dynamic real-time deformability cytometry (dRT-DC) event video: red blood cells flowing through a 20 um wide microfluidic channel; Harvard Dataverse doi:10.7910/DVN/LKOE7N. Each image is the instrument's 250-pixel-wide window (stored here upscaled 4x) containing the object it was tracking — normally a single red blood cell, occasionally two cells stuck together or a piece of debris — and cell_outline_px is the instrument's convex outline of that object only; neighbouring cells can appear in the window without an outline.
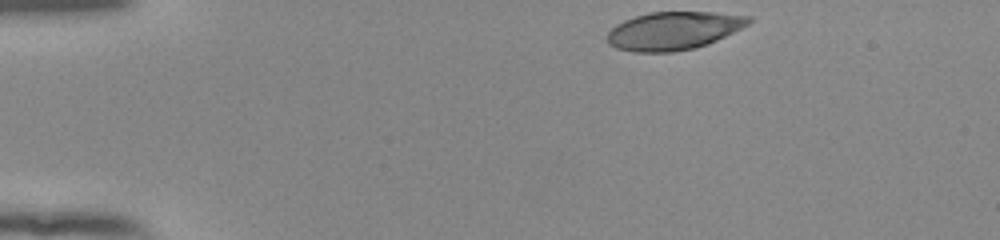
{"species": "human", "species_latin": "Homo sapiens", "temperature_condition": "room temperature", "stored_images_in_passage": 38, "camera_frame_rate_fps": 3000, "um_per_image_px": 0.085, "donor": {"sex": "female"}, "frame": {"image": 1, "passage_image": 1, "time_ms": 0.0, "image_size_px": [1000, 240], "cell_outline_px": [[752, 20], [748, 24], [708, 44], [696, 48], [672, 52], [636, 52], [616, 48], [608, 44], [608, 32], [616, 24], [624, 20], [648, 12], [716, 12], [752, 16]], "centroid_in_image_um": [57.25, 2.61], "position_along_channel_um": 27.8, "area_um2": 31.33}}
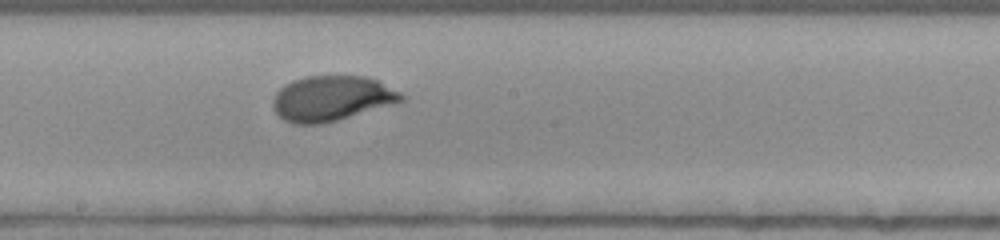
{"frame": {"image": 2, "passage_image": 22, "time_ms": 7.0, "image_size_px": [1000, 240], "cell_outline_px": [[408, 96], [404, 100], [336, 120], [320, 124], [292, 124], [284, 120], [272, 108], [272, 100], [276, 92], [284, 84], [292, 80], [304, 76], [364, 76], [376, 80]], "centroid_in_image_um": [28.13, 8.35], "position_along_channel_um": 220.1, "area_um2": 33.58}}
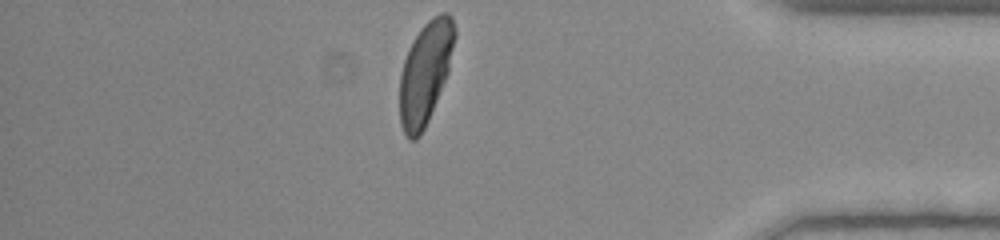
{"frame": {"image": 3, "passage_image": 38, "time_ms": 12.333, "image_size_px": [1000, 240], "cell_outline_px": [[456, 36], [448, 72], [428, 120], [420, 136], [416, 140], [408, 140], [400, 124], [400, 72], [408, 48], [412, 40], [420, 28], [432, 16], [440, 12], [448, 12], [452, 16], [456, 28]], "centroid_in_image_um": [36.15, 6.14], "position_along_channel_um": 399.0, "area_um2": 32.95}, "authors_computed_cell_mechanics": {"area_um2": 33.524, "velocity_mm_per_s": 3.8934, "shape_relaxation_time_tau1_ms": 3.5781, "shape_relaxation_time_tau2_ms": null, "deformation_change_tau1": 0.2007, "deformation_change_tau2": null}}